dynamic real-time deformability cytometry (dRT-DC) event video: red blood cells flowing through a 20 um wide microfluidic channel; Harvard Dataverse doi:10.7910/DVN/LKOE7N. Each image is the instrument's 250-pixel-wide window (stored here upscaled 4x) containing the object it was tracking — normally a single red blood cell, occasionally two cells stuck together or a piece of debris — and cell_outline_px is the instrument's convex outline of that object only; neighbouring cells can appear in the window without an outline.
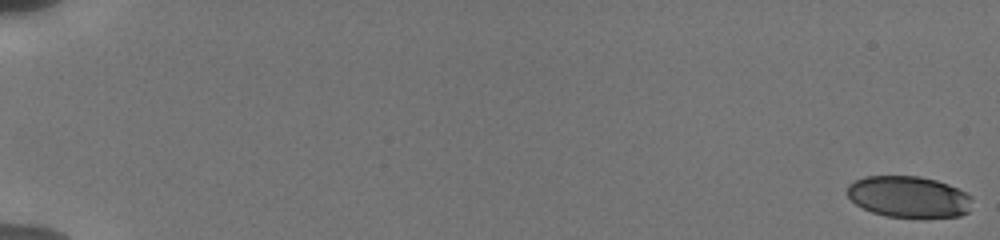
{"species": "human", "species_latin": "Homo sapiens", "temperature_condition": "cold", "stored_images_in_passage": 57, "segment_of_instrument_passage": [1, 2], "camera_frame_rate_fps": 3000, "um_per_image_px": 0.085, "donor": {"sex": "male"}, "frame": {"image": 1, "passage_image": 1, "time_ms": 0.0, "image_size_px": [1000, 240], "cell_outline_px": [[972, 200], [968, 212], [960, 216], [888, 216], [872, 212], [856, 204], [844, 192], [848, 184], [864, 176], [920, 176], [936, 180], [948, 184], [972, 196]], "centroid_in_image_um": [77.21, 16.7], "position_along_channel_um": 7.8, "area_um2": 29.88}}
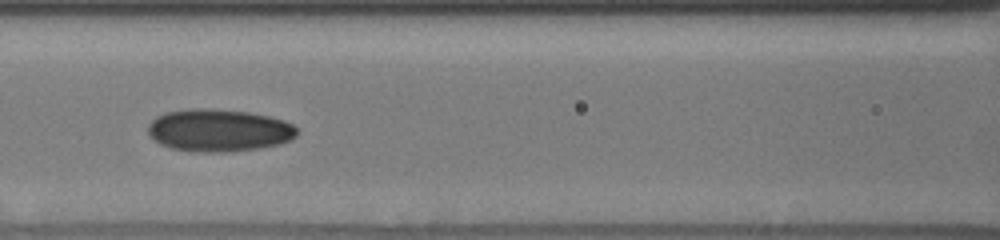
{"frame": {"image": 2, "passage_image": 28, "time_ms": 9.0, "image_size_px": [1000, 240], "cell_outline_px": [[296, 136], [280, 144], [260, 148], [224, 152], [192, 152], [172, 148], [160, 144], [148, 136], [148, 124], [156, 116], [164, 112], [192, 108], [204, 108], [248, 112], [268, 116], [284, 120], [292, 124], [296, 128]], "centroid_in_image_um": [18.55, 11.08], "position_along_channel_um": 148.0, "area_um2": 36.99}}
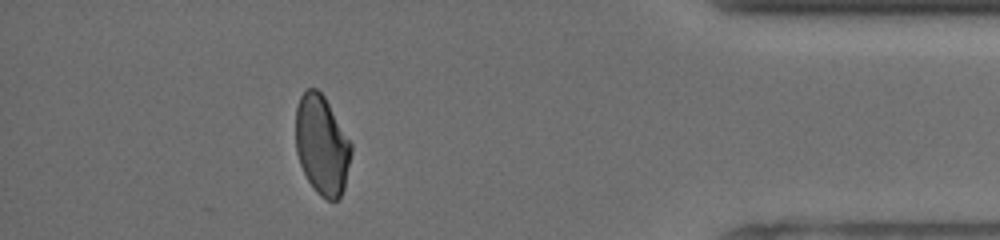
{"frame": {"image": 3, "passage_image": 51, "time_ms": 16.667, "image_size_px": [1000, 240], "cell_outline_px": [[352, 152], [344, 188], [340, 196], [336, 200], [328, 200], [320, 196], [316, 192], [308, 180], [300, 164], [296, 152], [296, 108], [300, 96], [308, 88], [316, 88], [324, 96], [352, 144]], "centroid_in_image_um": [27.36, 12.34], "position_along_channel_um": 407.8, "area_um2": 32.02}}